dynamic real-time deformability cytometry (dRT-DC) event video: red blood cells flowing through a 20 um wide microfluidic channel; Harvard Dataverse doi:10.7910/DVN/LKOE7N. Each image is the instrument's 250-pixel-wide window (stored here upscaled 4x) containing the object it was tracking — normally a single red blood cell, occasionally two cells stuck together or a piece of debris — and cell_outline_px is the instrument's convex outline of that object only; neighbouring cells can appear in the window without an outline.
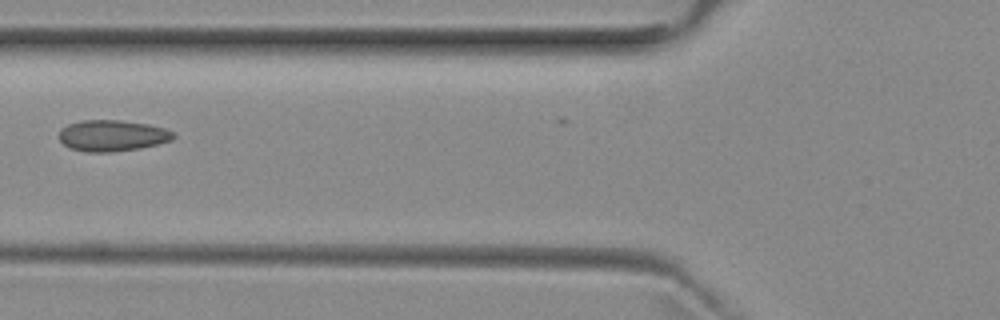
{"species": "common noctule bat (a hibernating species)", "species_latin": "Nyctalus noctula", "temperature_condition": "room temperature", "stored_images_in_passage": 20, "camera_frame_rate_fps": 3000, "um_per_image_px": 0.085, "animal": {"sex": "female", "body_mass_g": 29.2, "forearm_length_mm": 56.3}, "frame": {"image": 1, "passage_image": 3, "time_ms": 0.667, "image_size_px": [1000, 320], "cell_outline_px": [[176, 136], [172, 140], [140, 148], [112, 152], [88, 152], [68, 148], [60, 140], [60, 128], [68, 124], [80, 120], [120, 120], [148, 124], [164, 128], [172, 132]], "centroid_in_image_um": [9.52, 11.52], "position_along_channel_um": 116.3, "area_um2": 20.81}}
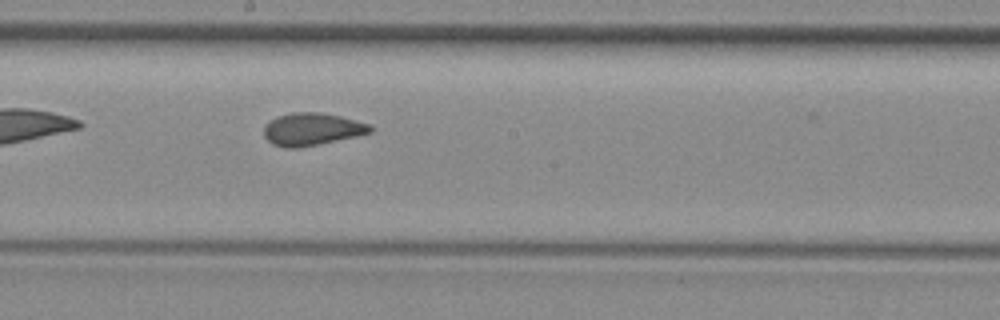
{"frame": {"image": 2, "passage_image": 11, "time_ms": 3.333, "image_size_px": [1000, 320], "cell_outline_px": [[372, 132], [356, 136], [300, 148], [284, 148], [272, 144], [264, 136], [264, 128], [272, 120], [280, 116], [292, 112], [320, 112], [340, 116], [372, 124]], "centroid_in_image_um": [26.54, 10.99], "position_along_channel_um": 221.7, "area_um2": 20.06}}
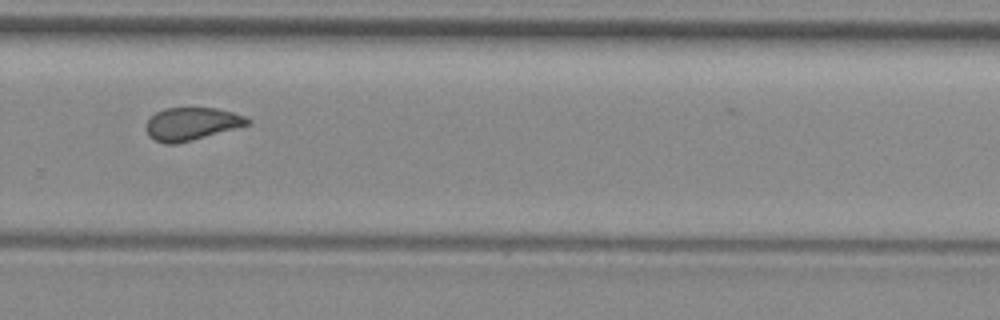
{"frame": {"image": 3, "passage_image": 18, "time_ms": 5.667, "image_size_px": [1000, 320], "cell_outline_px": [[252, 120], [248, 124], [236, 128], [192, 140], [176, 144], [164, 144], [148, 136], [144, 128], [148, 120], [156, 112], [164, 108], [216, 108], [232, 112], [244, 116]], "centroid_in_image_um": [16.25, 10.53], "position_along_channel_um": 313.6, "area_um2": 19.31}}